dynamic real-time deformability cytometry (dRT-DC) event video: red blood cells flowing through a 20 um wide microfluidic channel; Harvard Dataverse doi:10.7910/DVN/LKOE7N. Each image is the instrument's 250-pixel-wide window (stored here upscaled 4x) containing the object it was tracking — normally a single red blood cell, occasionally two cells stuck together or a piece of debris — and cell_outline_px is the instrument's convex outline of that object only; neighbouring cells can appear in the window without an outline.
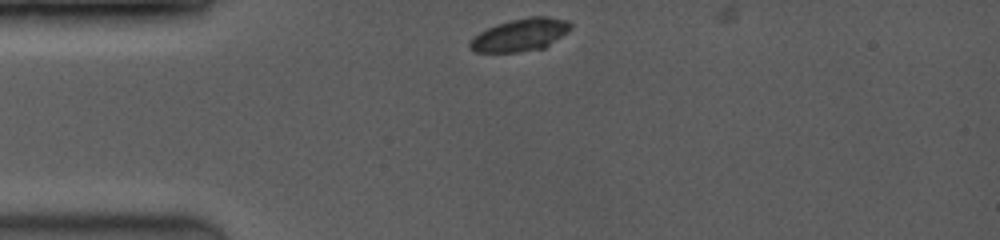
{"species": "common noctule bat (a hibernating species)", "species_latin": "Nyctalus noctula", "temperature_condition": "room temperature", "stored_images_in_passage": 24, "camera_frame_rate_fps": 3500, "um_per_image_px": 0.085, "animal": {"sex": "female", "body_mass_g": 19.0, "forearm_length_mm": 53.3}, "frame": {"image": 1, "passage_image": 1, "time_ms": 0.0, "image_size_px": [1000, 240], "cell_outline_px": [[572, 28], [544, 48], [516, 52], [476, 52], [468, 48], [468, 44], [480, 32], [496, 24], [528, 16], [548, 16], [568, 20], [572, 24]], "centroid_in_image_um": [44.24, 2.95], "position_along_channel_um": 40.8, "area_um2": 19.02}}
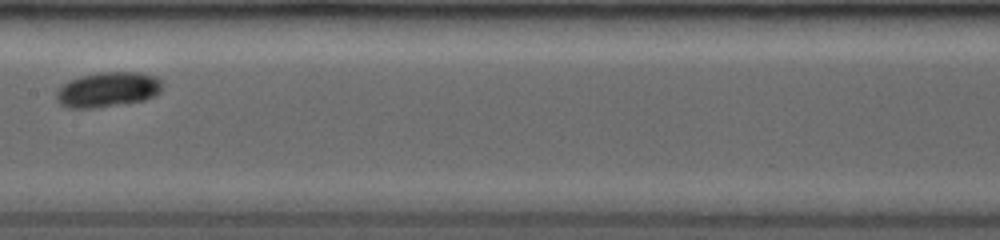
{"frame": {"image": 2, "passage_image": 10, "time_ms": 4.571, "image_size_px": [1000, 240], "cell_outline_px": [[164, 84], [160, 92], [144, 100], [96, 108], [68, 108], [60, 104], [56, 100], [56, 92], [68, 80], [80, 76], [96, 72], [140, 72], [156, 76]], "centroid_in_image_um": [9.16, 7.6], "position_along_channel_um": 198.2, "area_um2": 21.79}}
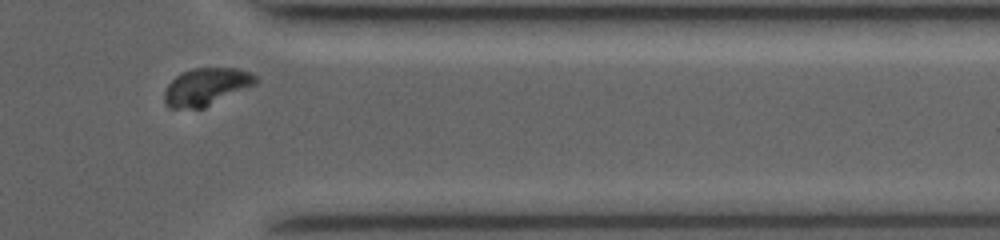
{"frame": {"image": 3, "passage_image": 21, "time_ms": 9.429, "image_size_px": [1000, 240], "cell_outline_px": [[260, 80], [256, 84], [204, 108], [168, 108], [164, 100], [164, 92], [168, 84], [180, 72], [192, 68], [236, 68], [252, 72]], "centroid_in_image_um": [17.54, 7.36], "position_along_channel_um": 393.9, "area_um2": 20.06}, "authors_computed_cell_mechanics": {"area_um2": 20.4034, "velocity_mm_per_s": 4.0352, "shape_relaxation_time_tau1_ms": 1.2576, "shape_relaxation_time_tau2_ms": null, "deformation_change_tau1": 0.047, "deformation_change_tau2": null}}